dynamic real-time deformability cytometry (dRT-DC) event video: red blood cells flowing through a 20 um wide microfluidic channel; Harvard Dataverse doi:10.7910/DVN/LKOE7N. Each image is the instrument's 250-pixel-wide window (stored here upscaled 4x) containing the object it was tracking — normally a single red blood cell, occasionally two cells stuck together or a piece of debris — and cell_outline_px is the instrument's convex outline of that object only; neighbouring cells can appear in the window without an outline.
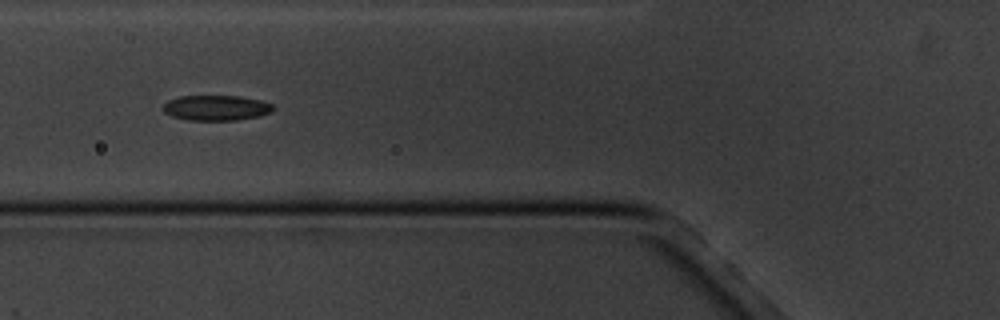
{"species": "common noctule bat (a hibernating species)", "species_latin": "Nyctalus noctula", "temperature_condition": "cold", "stored_images_in_passage": 9, "camera_frame_rate_fps": 3000, "um_per_image_px": 0.085, "animal": {"sex": "male", "body_mass_g": 20.1, "forearm_length_mm": 53.5}, "frame": {"image": 1, "passage_image": 6, "time_ms": 6.0, "image_size_px": [1000, 320], "cell_outline_px": [[276, 108], [272, 112], [260, 116], [236, 120], [188, 120], [172, 116], [164, 112], [160, 108], [168, 100], [180, 96], [240, 96], [260, 100], [272, 104]], "centroid_in_image_um": [18.38, 9.17], "position_along_channel_um": 107.4, "area_um2": 16.36}}
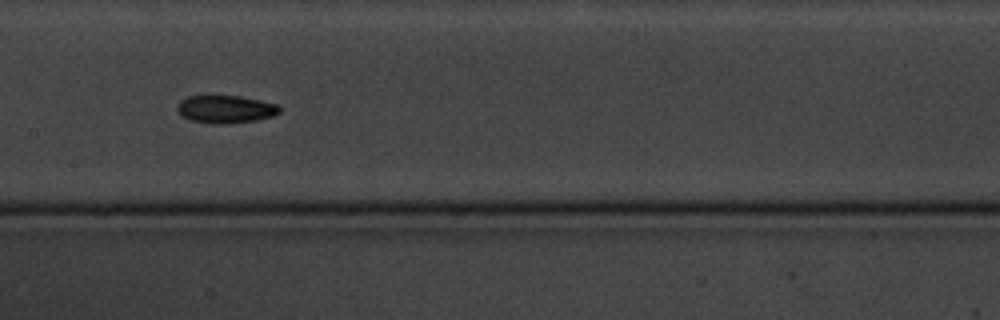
{"frame": {"image": 2, "passage_image": 8, "time_ms": 8.333, "image_size_px": [1000, 320], "cell_outline_px": [[280, 112], [272, 116], [256, 120], [228, 124], [212, 124], [188, 120], [176, 108], [180, 100], [188, 96], [240, 96], [260, 100], [276, 104], [280, 108]], "centroid_in_image_um": [19.16, 9.29], "position_along_channel_um": 188.2, "area_um2": 16.53}}
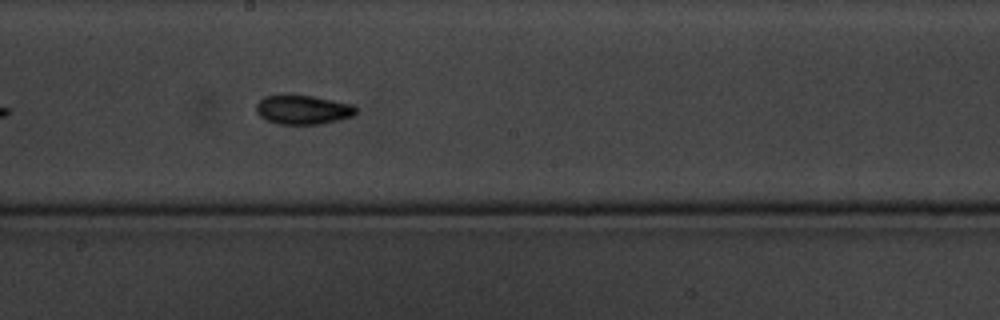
{"frame": {"image": 3, "passage_image": 9, "time_ms": 9.333, "image_size_px": [1000, 320], "cell_outline_px": [[356, 112], [352, 116], [340, 120], [320, 124], [276, 124], [260, 116], [256, 112], [256, 104], [264, 96], [312, 96], [352, 104], [356, 108]], "centroid_in_image_um": [25.75, 9.34], "position_along_channel_um": 222.4, "area_um2": 16.7}}